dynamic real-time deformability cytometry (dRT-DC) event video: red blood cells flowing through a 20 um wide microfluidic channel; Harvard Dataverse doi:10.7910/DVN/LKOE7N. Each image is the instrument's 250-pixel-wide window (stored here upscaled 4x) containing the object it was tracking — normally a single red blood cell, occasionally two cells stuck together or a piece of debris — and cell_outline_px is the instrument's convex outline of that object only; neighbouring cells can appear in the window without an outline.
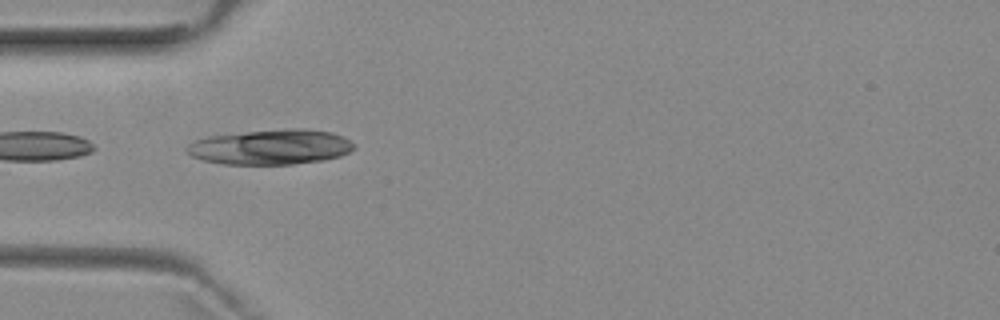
{"species": "common noctule bat (a hibernating species)", "species_latin": "Nyctalus noctula", "temperature_condition": "room temperature", "stored_images_in_passage": 4, "camera_frame_rate_fps": 3000, "um_per_image_px": 0.085, "animal": {"sex": "female", "body_mass_g": 29.2, "forearm_length_mm": 56.3}, "frame": {"image": 1, "passage_image": 4, "time_ms": 4.333, "image_size_px": [1000, 320], "cell_outline_px": [[356, 148], [340, 156], [324, 160], [292, 164], [224, 164], [204, 160], [192, 156], [184, 148], [188, 144], [196, 140], [208, 136], [288, 128], [300, 128], [332, 132], [348, 140]], "centroid_in_image_um": [23.0, 12.5], "position_along_channel_um": 62.0, "area_um2": 33.87}}